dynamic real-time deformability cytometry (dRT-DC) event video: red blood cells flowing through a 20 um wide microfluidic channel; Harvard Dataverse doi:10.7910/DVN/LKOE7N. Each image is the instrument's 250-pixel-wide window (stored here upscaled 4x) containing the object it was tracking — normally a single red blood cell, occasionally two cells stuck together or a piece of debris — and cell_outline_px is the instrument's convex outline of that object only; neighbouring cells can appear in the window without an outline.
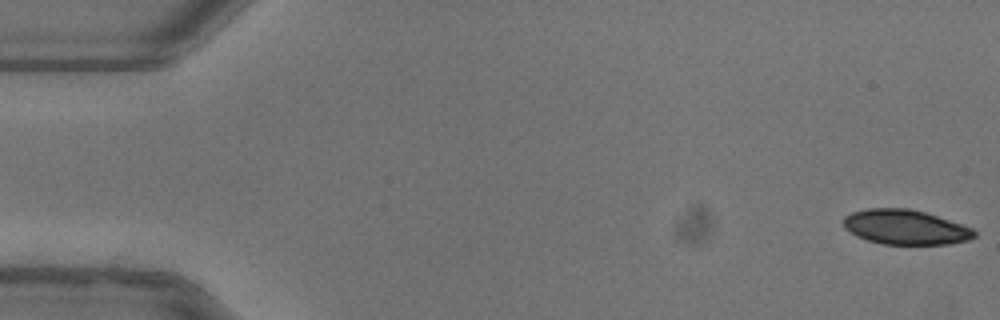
{"species": "common noctule bat (a hibernating species)", "species_latin": "Nyctalus noctula", "temperature_condition": "warm", "stored_images_in_passage": 52, "camera_frame_rate_fps": 3000, "um_per_image_px": 0.085, "animal": {"sex": "female"}, "frame": {"image": 1, "passage_image": 1, "time_ms": 0.0, "image_size_px": [1000, 320], "cell_outline_px": [[976, 236], [968, 240], [948, 244], [884, 244], [868, 240], [856, 236], [844, 228], [844, 216], [852, 212], [868, 208], [908, 208], [924, 212], [972, 228], [976, 232]], "centroid_in_image_um": [76.93, 19.31], "position_along_channel_um": 8.1, "area_um2": 26.3}}
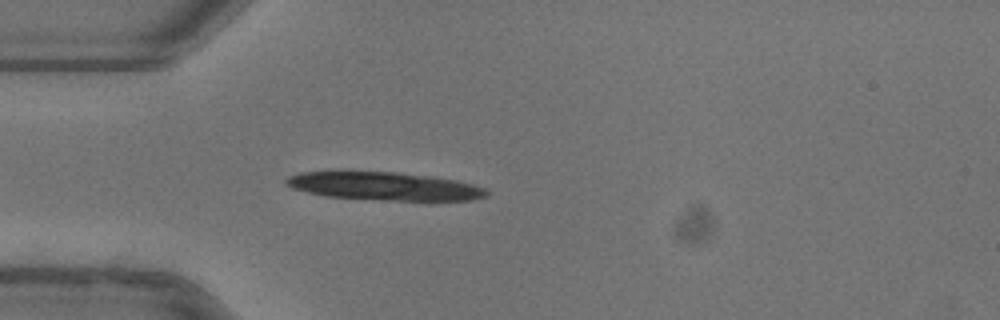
{"frame": {"image": 2, "passage_image": 15, "time_ms": 4.667, "image_size_px": [1000, 320], "cell_outline_px": [[488, 196], [472, 200], [396, 200], [328, 196], [308, 192], [292, 188], [284, 184], [284, 180], [288, 176], [300, 172], [332, 168], [352, 168], [400, 172], [432, 176], [456, 180], [488, 188]], "centroid_in_image_um": [32.55, 15.75], "position_along_channel_um": 52.4, "area_um2": 34.33}}